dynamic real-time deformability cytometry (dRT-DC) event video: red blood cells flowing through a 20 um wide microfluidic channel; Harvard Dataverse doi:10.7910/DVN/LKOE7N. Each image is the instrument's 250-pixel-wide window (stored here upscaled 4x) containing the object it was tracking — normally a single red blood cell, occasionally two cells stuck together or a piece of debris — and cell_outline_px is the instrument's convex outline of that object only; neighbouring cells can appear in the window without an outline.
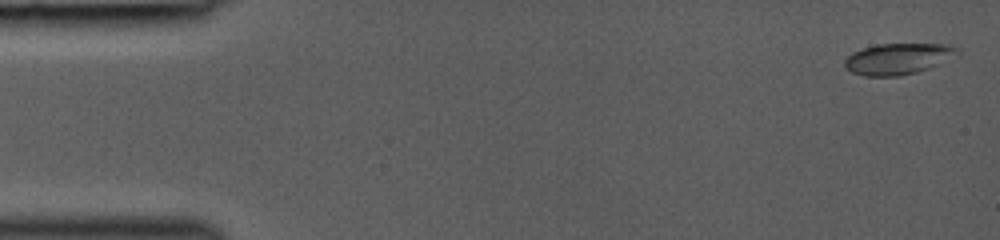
{"species": "common noctule bat (a hibernating species)", "species_latin": "Nyctalus noctula", "temperature_condition": "room temperature", "stored_images_in_passage": 43, "camera_frame_rate_fps": 3000, "um_per_image_px": 0.085, "animal": {"sex": "female", "body_mass_g": 19.0, "forearm_length_mm": 53.3}, "frame": {"image": 1, "passage_image": 1, "time_ms": 0.0, "image_size_px": [1000, 240], "cell_outline_px": [[960, 56], [932, 68], [900, 76], [864, 76], [852, 72], [844, 68], [844, 60], [852, 52], [876, 44], [948, 44], [960, 48]], "centroid_in_image_um": [76.41, 5.0], "position_along_channel_um": 8.6, "area_um2": 20.98}}
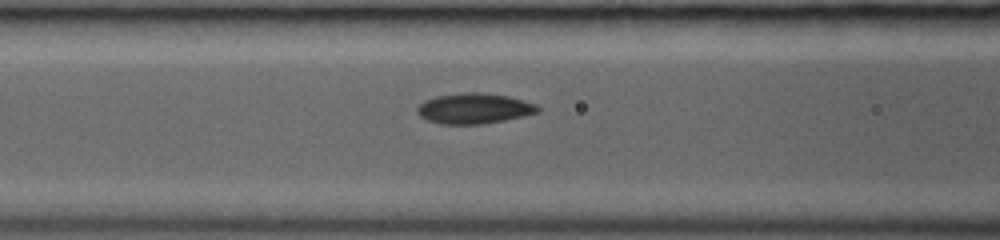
{"frame": {"image": 2, "passage_image": 18, "time_ms": 5.667, "image_size_px": [1000, 240], "cell_outline_px": [[540, 112], [524, 116], [484, 124], [440, 124], [428, 120], [420, 116], [416, 112], [416, 108], [424, 100], [436, 96], [464, 92], [480, 92], [508, 96], [524, 100], [536, 104], [540, 108]], "centroid_in_image_um": [40.3, 9.22], "position_along_channel_um": 126.3, "area_um2": 21.56}}
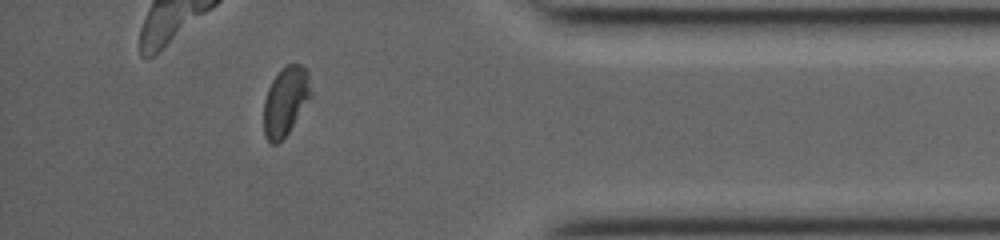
{"frame": {"image": 3, "passage_image": 38, "time_ms": 12.333, "image_size_px": [1000, 240], "cell_outline_px": [[312, 96], [288, 132], [276, 144], [272, 144], [264, 136], [264, 100], [268, 88], [272, 80], [288, 64], [300, 64], [308, 72], [312, 92]], "centroid_in_image_um": [24.28, 8.6], "position_along_channel_um": 410.9, "area_um2": 18.67}}